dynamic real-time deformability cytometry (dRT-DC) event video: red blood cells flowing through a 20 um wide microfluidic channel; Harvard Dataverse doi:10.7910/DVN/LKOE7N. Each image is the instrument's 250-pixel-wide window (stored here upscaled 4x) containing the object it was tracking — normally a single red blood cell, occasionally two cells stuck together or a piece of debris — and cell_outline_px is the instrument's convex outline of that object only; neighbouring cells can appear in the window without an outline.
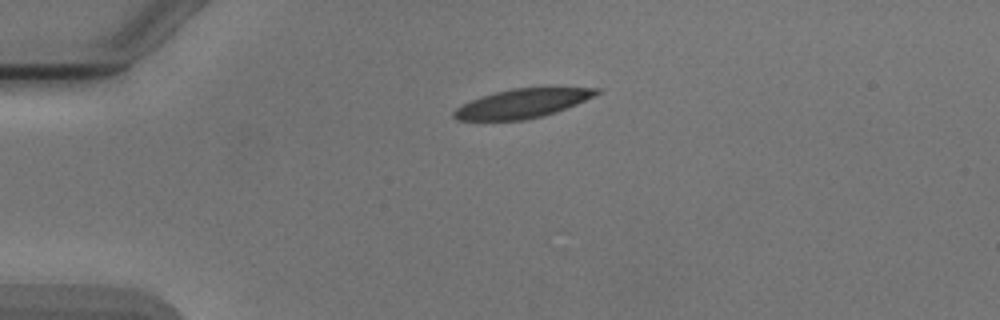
{"species": "Egyptian fruit bat (a non-hibernating species)", "species_latin": "Rousettus aegyptiacus", "temperature_condition": "cold", "stored_images_in_passage": 3, "camera_frame_rate_fps": 3000, "um_per_image_px": 0.085, "animal": {"sex": "male"}, "frame": {"image": 1, "passage_image": 1, "time_ms": 0.0, "image_size_px": [1000, 320], "cell_outline_px": [[600, 92], [576, 104], [556, 112], [544, 116], [524, 120], [460, 120], [452, 116], [452, 112], [460, 104], [480, 96], [512, 88], [544, 84], [548, 84], [600, 88]], "centroid_in_image_um": [44.47, 8.72], "position_along_channel_um": 40.5, "area_um2": 25.26}}
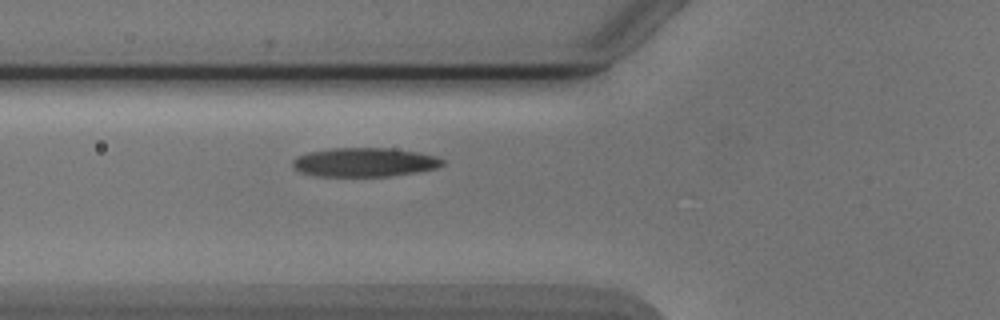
{"frame": {"image": 2, "passage_image": 3, "time_ms": 2.333, "image_size_px": [1000, 320], "cell_outline_px": [[444, 164], [436, 168], [416, 172], [388, 176], [316, 176], [300, 172], [292, 164], [292, 160], [296, 156], [308, 152], [332, 148], [392, 148], [416, 152], [436, 156], [444, 160]], "centroid_in_image_um": [30.97, 13.79], "position_along_channel_um": 94.8, "area_um2": 25.26}}